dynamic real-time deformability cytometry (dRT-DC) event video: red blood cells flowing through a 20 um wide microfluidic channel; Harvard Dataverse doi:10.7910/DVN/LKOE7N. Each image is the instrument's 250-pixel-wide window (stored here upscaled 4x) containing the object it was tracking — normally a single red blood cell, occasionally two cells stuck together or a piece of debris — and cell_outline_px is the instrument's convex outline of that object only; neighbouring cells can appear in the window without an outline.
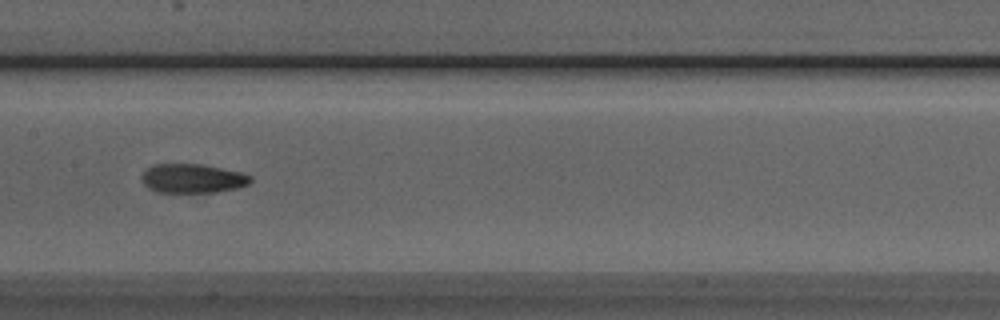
{"species": "Egyptian fruit bat (a non-hibernating species)", "species_latin": "Rousettus aegyptiacus", "temperature_condition": "room temperature", "stored_images_in_passage": 41, "camera_frame_rate_fps": 3000, "um_per_image_px": 0.085, "animal": {"sex": "male"}, "frame": {"image": 1, "passage_image": 15, "time_ms": 4.667, "image_size_px": [1000, 320], "cell_outline_px": [[252, 180], [248, 184], [236, 188], [216, 192], [156, 192], [148, 188], [140, 180], [140, 176], [152, 164], [200, 164], [240, 172], [252, 176]], "centroid_in_image_um": [16.33, 15.17], "position_along_channel_um": 191.1, "area_um2": 18.44}}
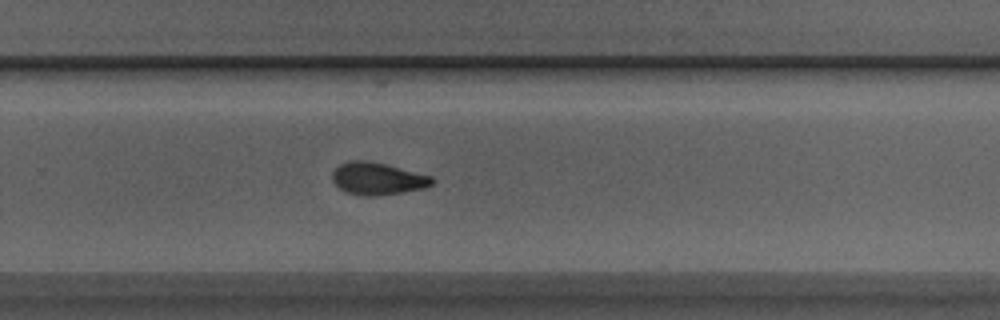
{"frame": {"image": 2, "passage_image": 23, "time_ms": 7.333, "image_size_px": [1000, 320], "cell_outline_px": [[436, 180], [432, 184], [424, 188], [376, 196], [364, 196], [348, 192], [340, 188], [332, 180], [332, 172], [340, 164], [348, 160], [368, 160], [432, 176]], "centroid_in_image_um": [32.08, 15.17], "position_along_channel_um": 297.7, "area_um2": 18.61}}
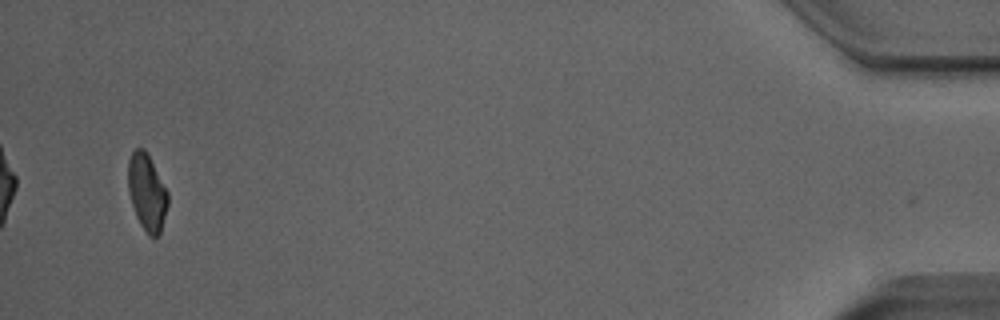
{"frame": {"image": 3, "passage_image": 39, "time_ms": 12.667, "image_size_px": [1000, 320], "cell_outline_px": [[168, 204], [160, 232], [156, 236], [148, 236], [140, 224], [136, 216], [128, 192], [128, 160], [132, 152], [136, 148], [144, 148], [168, 192]], "centroid_in_image_um": [12.47, 16.35], "position_along_channel_um": 422.7, "area_um2": 17.57}, "authors_computed_cell_mechanics": {"area_um2": 18.5538, "velocity_mm_per_s": 4.0149, "shape_relaxation_time_tau1_ms": null, "shape_relaxation_time_tau2_ms": 1.7723, "deformation_change_tau1": null, "deformation_change_tau2": 0.0666}}